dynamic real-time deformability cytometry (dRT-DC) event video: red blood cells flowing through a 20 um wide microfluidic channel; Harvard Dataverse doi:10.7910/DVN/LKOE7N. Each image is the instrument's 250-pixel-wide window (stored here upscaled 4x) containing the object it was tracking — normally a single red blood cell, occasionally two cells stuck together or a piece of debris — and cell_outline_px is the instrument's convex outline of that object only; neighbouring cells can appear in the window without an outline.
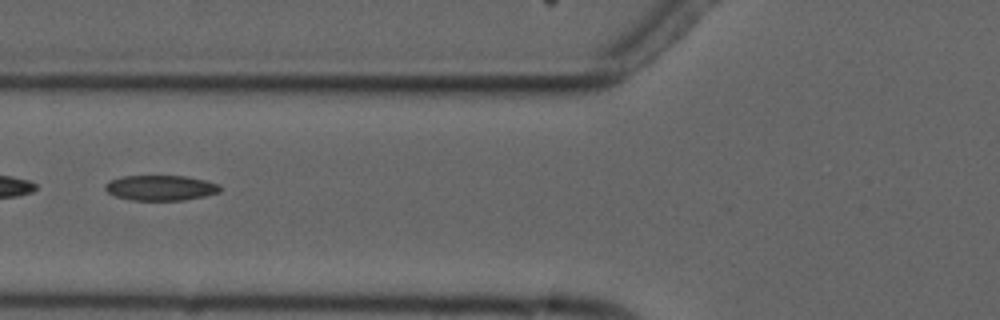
{"species": "common noctule bat (a hibernating species)", "species_latin": "Nyctalus noctula", "temperature_condition": "cold", "stored_images_in_passage": 8, "camera_frame_rate_fps": 3000, "um_per_image_px": 0.085, "animal": {"sex": "male", "forearm_length_mm": 52.5}, "frame": {"image": 1, "passage_image": 5, "time_ms": 5.333, "image_size_px": [1000, 320], "cell_outline_px": [[220, 192], [204, 196], [184, 200], [132, 200], [116, 196], [108, 192], [104, 188], [104, 184], [108, 180], [120, 176], [184, 176], [204, 180], [216, 184], [220, 188]], "centroid_in_image_um": [13.59, 15.96], "position_along_channel_um": 112.2, "area_um2": 16.82}}
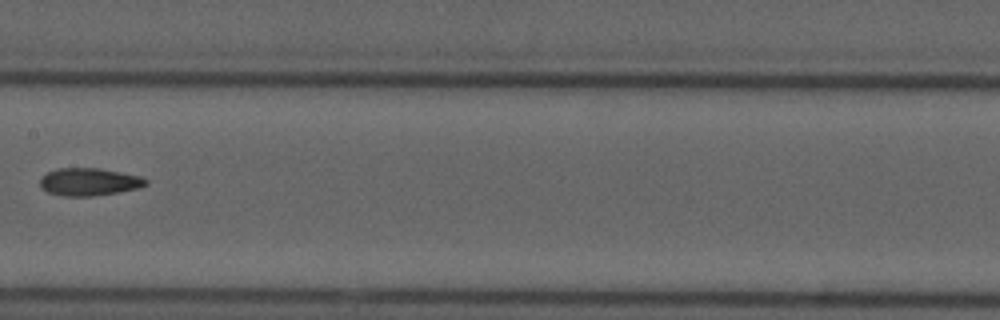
{"frame": {"image": 2, "passage_image": 7, "time_ms": 7.667, "image_size_px": [1000, 320], "cell_outline_px": [[148, 184], [136, 188], [116, 192], [92, 196], [64, 196], [48, 192], [40, 188], [40, 180], [48, 172], [60, 168], [100, 168], [140, 176], [148, 180]], "centroid_in_image_um": [7.56, 15.45], "position_along_channel_um": 199.8, "area_um2": 16.82}}
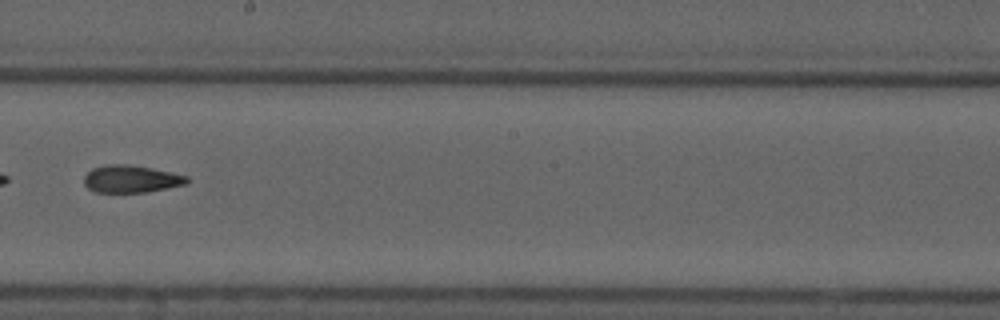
{"frame": {"image": 3, "passage_image": 8, "time_ms": 8.667, "image_size_px": [1000, 320], "cell_outline_px": [[188, 180], [184, 184], [144, 192], [96, 192], [88, 188], [84, 184], [84, 176], [92, 168], [108, 164], [128, 164], [152, 168], [188, 176]], "centroid_in_image_um": [11.09, 15.2], "position_along_channel_um": 237.1, "area_um2": 16.18}}